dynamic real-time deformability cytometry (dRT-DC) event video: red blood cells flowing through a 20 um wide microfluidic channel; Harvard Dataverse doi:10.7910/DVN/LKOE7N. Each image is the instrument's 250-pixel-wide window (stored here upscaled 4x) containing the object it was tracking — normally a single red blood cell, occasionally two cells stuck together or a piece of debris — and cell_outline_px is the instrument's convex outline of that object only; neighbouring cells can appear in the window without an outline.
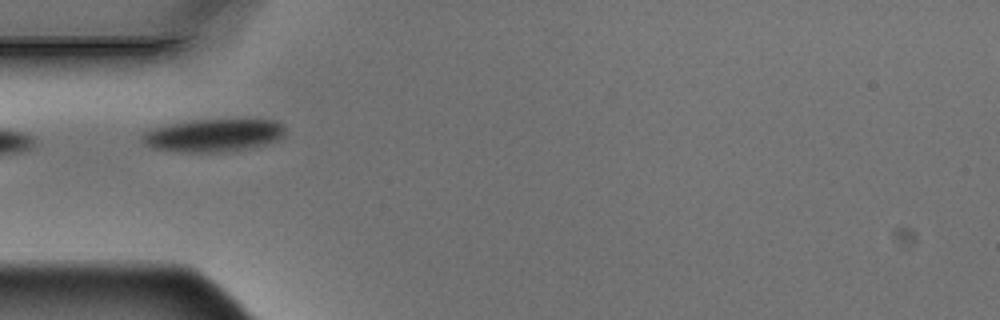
{"species": "Egyptian fruit bat (a non-hibernating species)", "species_latin": "Rousettus aegyptiacus", "temperature_condition": "warm", "stored_images_in_passage": 3, "camera_frame_rate_fps": 3000, "um_per_image_px": 0.085, "animal": {"sex": "male"}, "frame": {"image": 1, "passage_image": 3, "time_ms": 0.667, "image_size_px": [1000, 320], "cell_outline_px": [[284, 136], [280, 140], [252, 148], [224, 152], [176, 152], [152, 148], [144, 144], [140, 140], [140, 136], [144, 132], [152, 128], [192, 120], [276, 120], [284, 128]], "centroid_in_image_um": [18.12, 11.52], "position_along_channel_um": 66.9, "area_um2": 27.51}}